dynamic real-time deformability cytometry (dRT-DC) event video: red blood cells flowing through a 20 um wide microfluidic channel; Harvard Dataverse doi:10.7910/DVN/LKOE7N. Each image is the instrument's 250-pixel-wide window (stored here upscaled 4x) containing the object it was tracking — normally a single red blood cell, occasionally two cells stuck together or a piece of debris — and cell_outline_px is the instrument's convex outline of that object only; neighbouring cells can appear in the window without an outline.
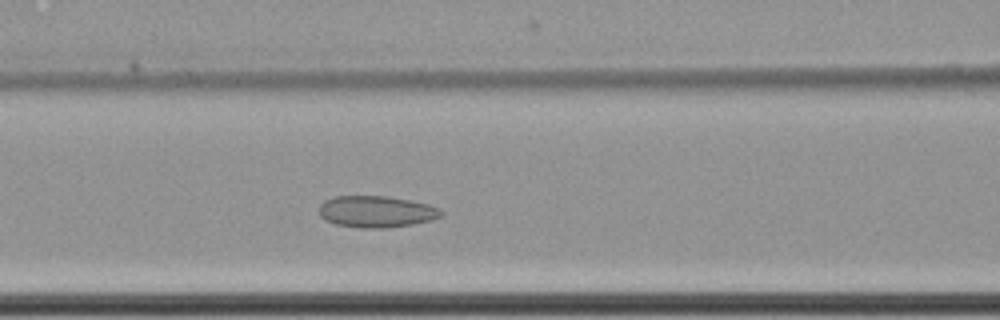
{"species": "common noctule bat (a hibernating species)", "species_latin": "Nyctalus noctula", "temperature_condition": "cold", "stored_images_in_passage": 55, "camera_frame_rate_fps": 3000, "um_per_image_px": 0.085, "animal": {"sex": "female", "body_mass_g": 22.7, "forearm_length_mm": 54.2}, "frame": {"image": 1, "passage_image": 21, "time_ms": 6.667, "image_size_px": [1000, 320], "cell_outline_px": [[444, 216], [432, 220], [412, 224], [388, 228], [360, 228], [336, 224], [324, 220], [320, 216], [320, 204], [324, 200], [336, 196], [384, 196], [408, 200], [428, 204], [440, 208], [444, 212]], "centroid_in_image_um": [32.01, 18.0], "position_along_channel_um": 134.6, "area_um2": 22.6}}
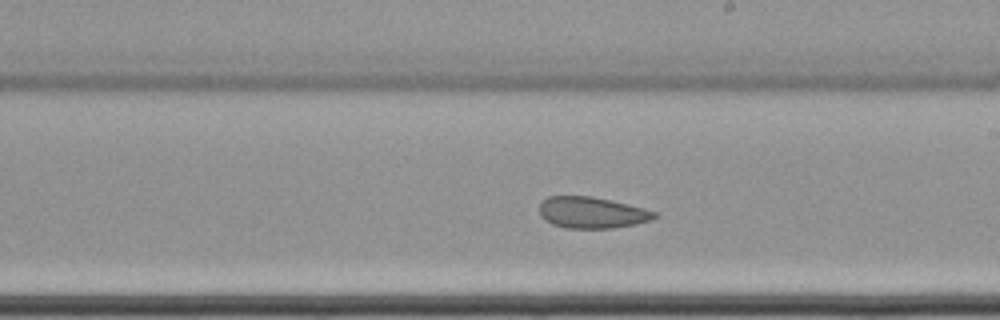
{"frame": {"image": 2, "passage_image": 30, "time_ms": 9.667, "image_size_px": [1000, 320], "cell_outline_px": [[656, 216], [652, 220], [612, 228], [564, 228], [552, 224], [544, 220], [540, 216], [540, 204], [548, 196], [592, 196], [644, 208], [656, 212]], "centroid_in_image_um": [50.27, 18.07], "position_along_channel_um": 238.7, "area_um2": 20.87}}
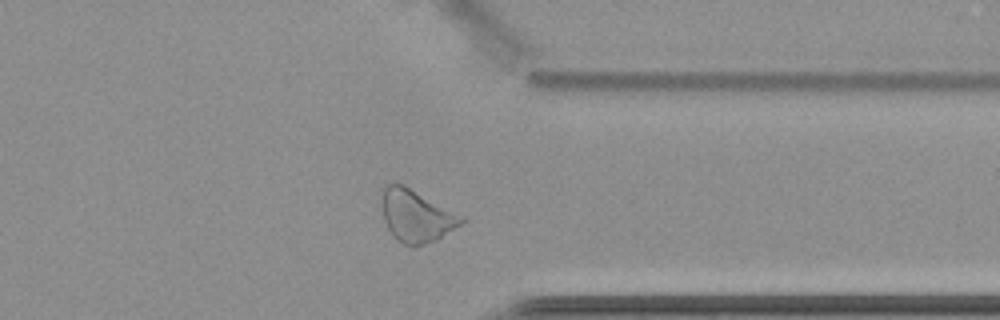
{"frame": {"image": 3, "passage_image": 42, "time_ms": 13.667, "image_size_px": [1000, 320], "cell_outline_px": [[464, 220], [460, 224], [436, 240], [412, 248], [396, 240], [392, 236], [384, 220], [384, 188], [388, 184], [400, 184], [464, 216]], "centroid_in_image_um": [35.39, 18.41], "position_along_channel_um": 376.0, "area_um2": 23.41}, "authors_computed_cell_mechanics": {"area_um2": 24.3338, "velocity_mm_per_s": 3.4775, "shape_relaxation_time_tau1_ms": null, "shape_relaxation_time_tau2_ms": 3.3628, "deformation_change_tau1": null, "deformation_change_tau2": 0.0944}}